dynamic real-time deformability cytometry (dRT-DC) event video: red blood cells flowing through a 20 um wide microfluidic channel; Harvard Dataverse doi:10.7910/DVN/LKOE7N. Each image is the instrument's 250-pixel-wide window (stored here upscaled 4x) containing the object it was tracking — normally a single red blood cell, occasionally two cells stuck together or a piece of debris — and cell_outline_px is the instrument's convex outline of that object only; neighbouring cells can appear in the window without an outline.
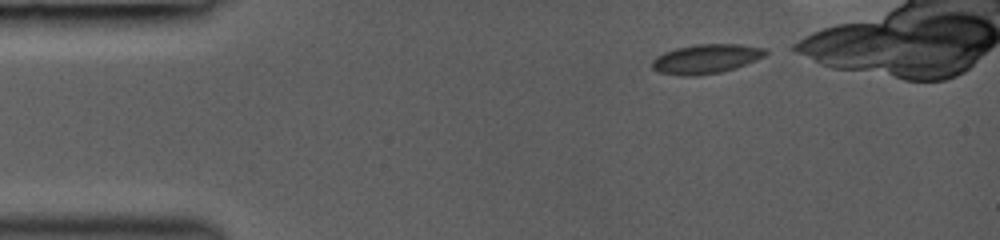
{"species": "common noctule bat (a hibernating species)", "species_latin": "Nyctalus noctula", "temperature_condition": "room temperature", "stored_images_in_passage": 35, "camera_frame_rate_fps": 3000, "um_per_image_px": 0.085, "animal": {"sex": "female", "body_mass_g": 19.0, "forearm_length_mm": 53.3}, "frame": {"image": 1, "passage_image": 1, "time_ms": 0.0, "image_size_px": [1000, 240], "cell_outline_px": [[768, 52], [764, 56], [756, 60], [720, 72], [696, 76], [680, 76], [656, 72], [652, 68], [652, 60], [656, 56], [664, 52], [676, 48], [696, 44], [740, 44], [768, 48]], "centroid_in_image_um": [59.98, 5.0], "position_along_channel_um": 25.0, "area_um2": 19.48}}
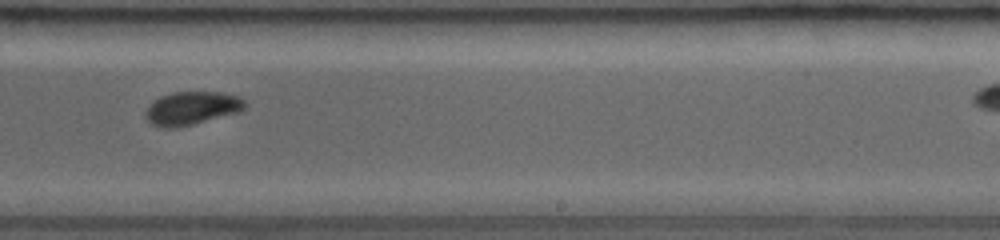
{"frame": {"image": 2, "passage_image": 23, "time_ms": 7.333, "image_size_px": [1000, 240], "cell_outline_px": [[248, 104], [240, 112], [176, 128], [160, 128], [152, 124], [144, 116], [144, 112], [160, 96], [172, 92], [220, 92], [240, 96]], "centroid_in_image_um": [16.32, 9.2], "position_along_channel_um": 272.7, "area_um2": 19.31}}
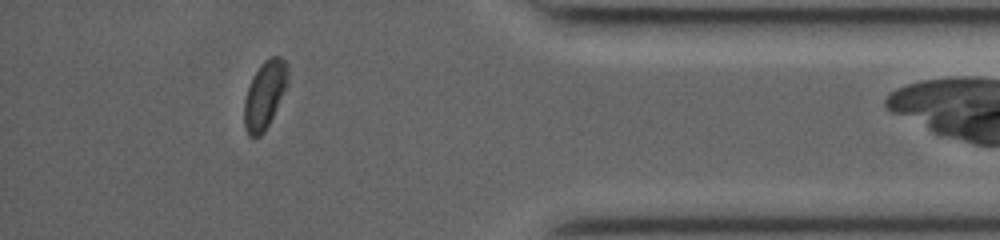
{"frame": {"image": 3, "passage_image": 34, "time_ms": 11.0, "image_size_px": [1000, 240], "cell_outline_px": [[288, 84], [264, 132], [260, 136], [248, 136], [244, 124], [244, 100], [252, 76], [260, 64], [264, 60], [272, 56], [280, 56], [288, 64]], "centroid_in_image_um": [22.5, 8.02], "position_along_channel_um": 412.7, "area_um2": 17.17}}